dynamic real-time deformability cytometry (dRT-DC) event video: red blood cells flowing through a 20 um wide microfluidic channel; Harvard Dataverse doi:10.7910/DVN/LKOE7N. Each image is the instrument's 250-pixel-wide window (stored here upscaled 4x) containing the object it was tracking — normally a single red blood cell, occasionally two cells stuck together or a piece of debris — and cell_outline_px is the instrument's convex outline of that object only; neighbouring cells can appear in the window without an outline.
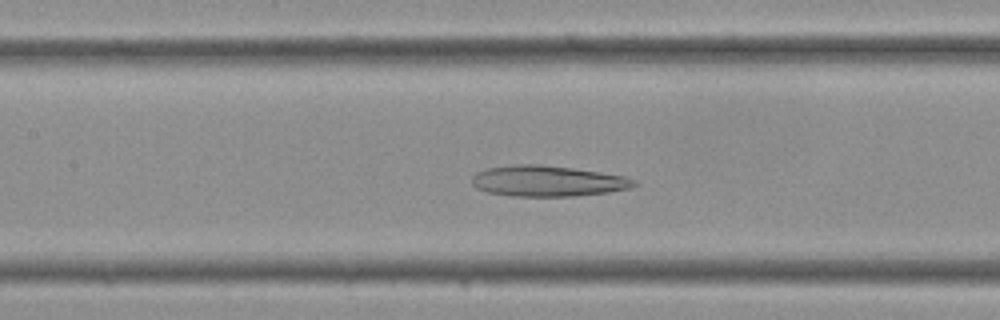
{"species": "Egyptian fruit bat (a non-hibernating species)", "species_latin": "Rousettus aegyptiacus", "temperature_condition": "cold", "stored_images_in_passage": 36, "camera_frame_rate_fps": 3000, "um_per_image_px": 0.085, "frame": {"image": 1, "passage_image": 16, "time_ms": 5.0, "image_size_px": [1000, 320], "cell_outline_px": [[636, 184], [628, 188], [608, 192], [572, 196], [512, 196], [488, 192], [476, 188], [472, 184], [472, 176], [476, 172], [484, 168], [516, 164], [540, 164], [572, 168], [600, 172], [624, 176], [636, 180]], "centroid_in_image_um": [46.49, 15.38], "position_along_channel_um": 160.9, "area_um2": 29.07}}
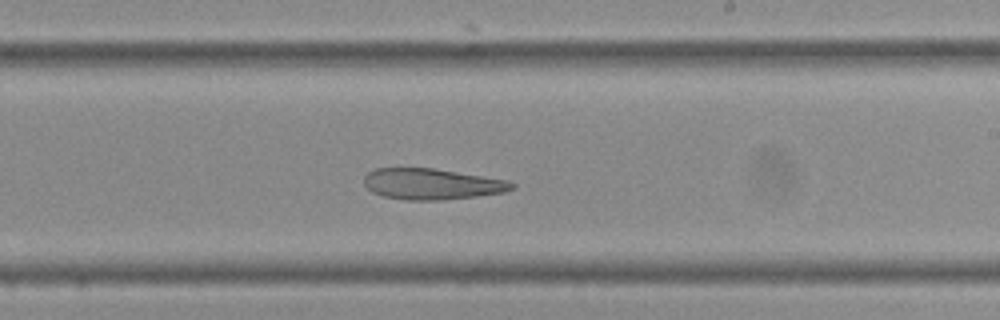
{"frame": {"image": 2, "passage_image": 21, "time_ms": 6.667, "image_size_px": [1000, 320], "cell_outline_px": [[516, 188], [504, 192], [476, 196], [440, 200], [404, 200], [384, 196], [372, 192], [364, 184], [364, 176], [368, 172], [376, 168], [436, 168], [508, 180], [516, 184]], "centroid_in_image_um": [36.72, 15.63], "position_along_channel_um": 252.3, "area_um2": 26.82}}
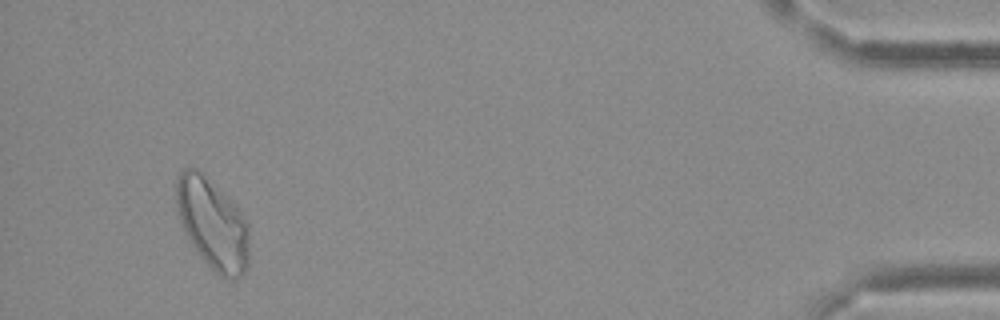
{"frame": {"image": 3, "passage_image": 34, "time_ms": 11.0, "image_size_px": [1000, 320], "cell_outline_px": [[248, 268], [240, 276], [232, 280], [228, 280], [212, 272], [200, 256], [192, 244], [180, 224], [176, 208], [176, 176], [184, 168], [196, 168], [208, 176], [248, 220]], "centroid_in_image_um": [18.05, 19.03], "position_along_channel_um": 417.1, "area_um2": 39.02}}